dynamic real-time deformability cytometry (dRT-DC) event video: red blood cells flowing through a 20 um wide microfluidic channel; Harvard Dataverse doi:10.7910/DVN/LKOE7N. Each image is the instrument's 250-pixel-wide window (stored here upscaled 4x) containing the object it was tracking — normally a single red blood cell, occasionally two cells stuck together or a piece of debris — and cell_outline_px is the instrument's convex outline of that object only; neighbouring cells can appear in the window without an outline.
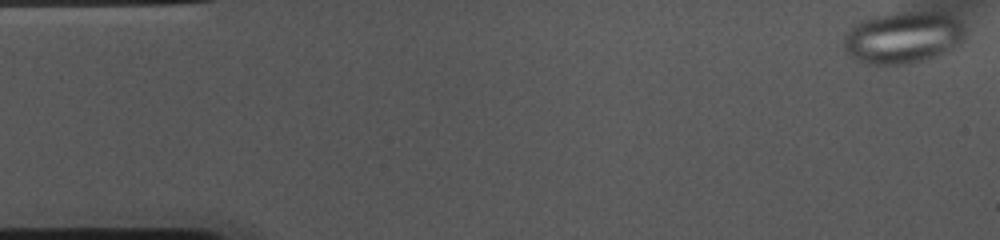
{"species": "common noctule bat (a hibernating species)", "species_latin": "Nyctalus noctula", "temperature_condition": "cold", "stored_images_in_passage": 9, "camera_frame_rate_fps": 3000, "um_per_image_px": 0.085, "animal": {"sex": "female", "body_mass_g": 10.0, "forearm_length_mm": 53.1}, "frame": {"image": 1, "passage_image": 1, "time_ms": 0.0, "image_size_px": [1000, 240], "cell_outline_px": [[964, 36], [960, 44], [948, 52], [928, 60], [916, 64], [868, 64], [856, 60], [844, 48], [844, 36], [856, 24], [872, 16], [896, 12], [936, 12], [952, 16], [964, 28]], "centroid_in_image_um": [76.78, 3.21], "position_along_channel_um": 8.2, "area_um2": 36.7}}